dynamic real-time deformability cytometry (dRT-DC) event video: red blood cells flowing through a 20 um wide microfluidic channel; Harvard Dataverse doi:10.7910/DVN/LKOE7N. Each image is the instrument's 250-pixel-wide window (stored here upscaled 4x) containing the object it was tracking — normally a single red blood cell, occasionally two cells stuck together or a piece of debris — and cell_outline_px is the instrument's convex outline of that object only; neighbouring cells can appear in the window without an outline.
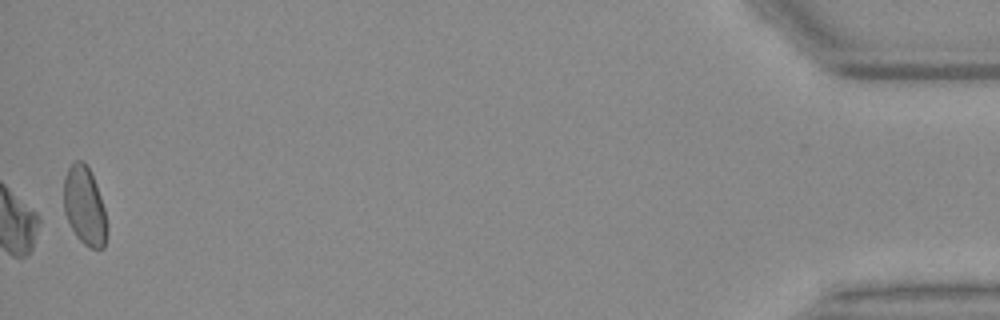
{"species": "Egyptian fruit bat (a non-hibernating species)", "species_latin": "Rousettus aegyptiacus", "temperature_condition": "warm", "stored_images_in_passage": 48, "camera_frame_rate_fps": 3000, "um_per_image_px": 0.085, "animal": {"sex": "female"}, "frame": {"image": 1, "passage_image": 48, "time_ms": 15.667, "image_size_px": [1000, 320], "cell_outline_px": [[104, 248], [92, 248], [84, 244], [76, 236], [64, 212], [64, 176], [68, 168], [76, 160], [84, 160], [96, 184], [104, 208]], "centroid_in_image_um": [7.14, 17.45], "position_along_channel_um": 428.1, "area_um2": 19.07}}